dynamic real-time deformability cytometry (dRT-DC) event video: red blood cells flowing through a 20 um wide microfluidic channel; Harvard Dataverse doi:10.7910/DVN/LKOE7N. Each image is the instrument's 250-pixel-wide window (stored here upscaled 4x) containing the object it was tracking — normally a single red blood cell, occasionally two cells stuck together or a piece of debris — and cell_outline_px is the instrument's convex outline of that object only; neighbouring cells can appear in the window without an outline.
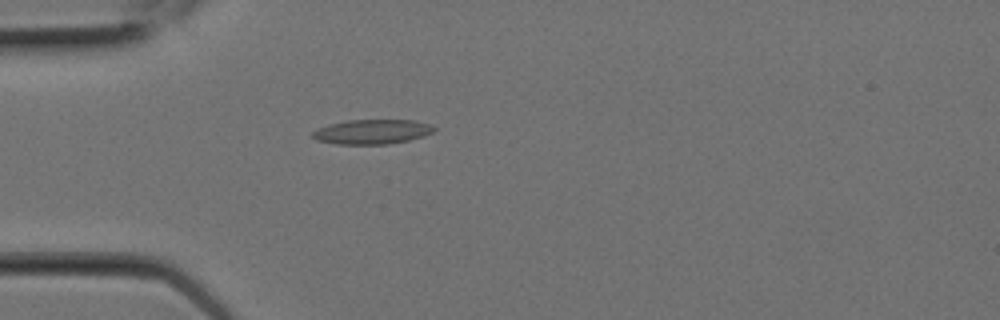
{"species": "Egyptian fruit bat (a non-hibernating species)", "species_latin": "Rousettus aegyptiacus", "temperature_condition": "room temperature", "stored_images_in_passage": 8, "camera_frame_rate_fps": 3000, "um_per_image_px": 0.085, "animal": {"sex": "female"}, "frame": {"image": 1, "passage_image": 4, "time_ms": 1.0, "image_size_px": [1000, 320], "cell_outline_px": [[436, 128], [432, 132], [424, 136], [408, 140], [388, 144], [336, 144], [316, 140], [312, 136], [312, 132], [316, 128], [328, 124], [348, 120], [416, 120], [432, 124]], "centroid_in_image_um": [31.62, 11.19], "position_along_channel_um": 53.4, "area_um2": 17.57}}
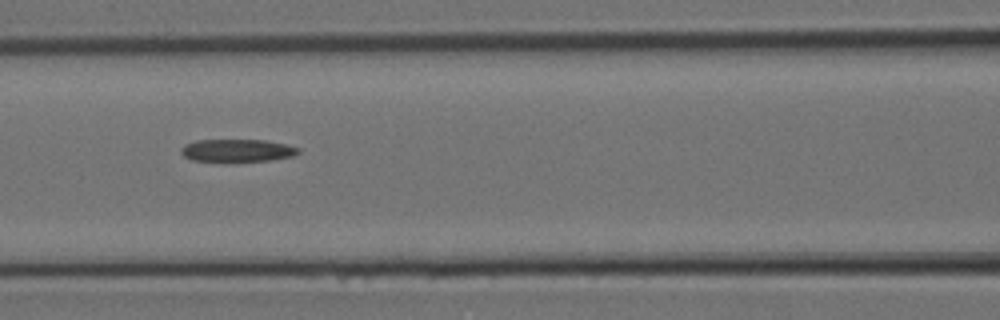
{"frame": {"image": 2, "passage_image": 7, "time_ms": 2.0, "image_size_px": [1000, 320], "cell_outline_px": [[300, 152], [292, 156], [272, 160], [192, 160], [184, 156], [180, 152], [180, 148], [184, 144], [196, 140], [264, 140], [284, 144], [300, 148]], "centroid_in_image_um": [20.15, 12.77], "position_along_channel_um": 146.5, "area_um2": 15.09}}
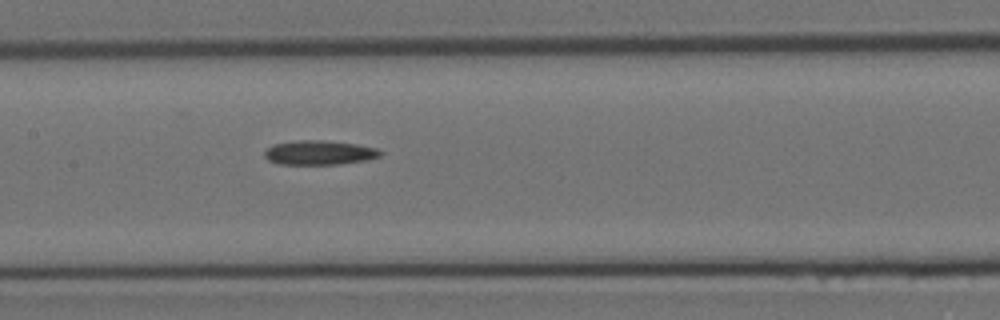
{"frame": {"image": 3, "passage_image": 8, "time_ms": 2.333, "image_size_px": [1000, 320], "cell_outline_px": [[384, 152], [380, 156], [368, 160], [336, 164], [276, 164], [268, 160], [264, 156], [264, 152], [272, 144], [300, 140], [320, 140], [356, 144], [376, 148]], "centroid_in_image_um": [27.13, 12.98], "position_along_channel_um": 180.3, "area_um2": 16.42}}